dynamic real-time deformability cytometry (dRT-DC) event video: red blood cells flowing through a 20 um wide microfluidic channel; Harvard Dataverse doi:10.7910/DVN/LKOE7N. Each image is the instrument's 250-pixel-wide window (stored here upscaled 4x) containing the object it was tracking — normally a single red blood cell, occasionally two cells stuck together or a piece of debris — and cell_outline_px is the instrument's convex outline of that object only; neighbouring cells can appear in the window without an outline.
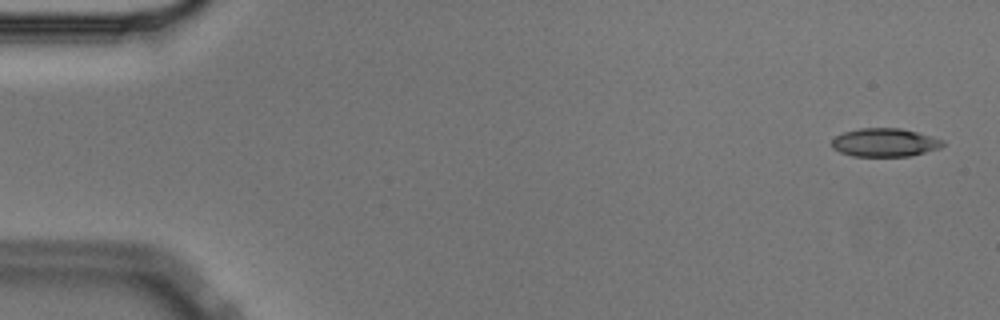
{"species": "Egyptian fruit bat (a non-hibernating species)", "species_latin": "Rousettus aegyptiacus", "temperature_condition": "cold", "stored_images_in_passage": 56, "camera_frame_rate_fps": 3000, "um_per_image_px": 0.085, "animal": {"sex": "male"}, "frame": {"image": 1, "passage_image": 2, "time_ms": 0.333, "image_size_px": [1000, 320], "cell_outline_px": [[944, 144], [940, 148], [908, 156], [852, 156], [840, 152], [832, 148], [832, 140], [836, 136], [844, 132], [860, 128], [900, 128], [916, 132], [944, 140]], "centroid_in_image_um": [75.18, 12.11], "position_along_channel_um": 9.8, "area_um2": 18.21}}
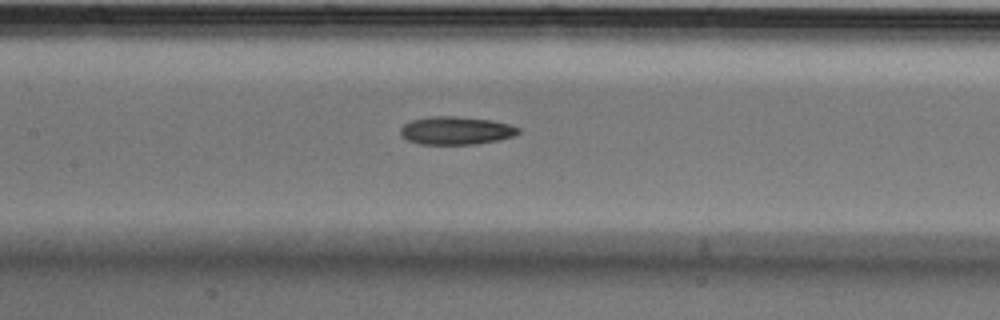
{"frame": {"image": 2, "passage_image": 26, "time_ms": 8.333, "image_size_px": [1000, 320], "cell_outline_px": [[520, 132], [512, 136], [500, 140], [476, 144], [420, 144], [408, 140], [400, 132], [400, 128], [404, 124], [412, 120], [428, 116], [456, 116], [488, 120], [508, 124], [520, 128]], "centroid_in_image_um": [38.76, 11.1], "position_along_channel_um": 168.6, "area_um2": 19.13}}
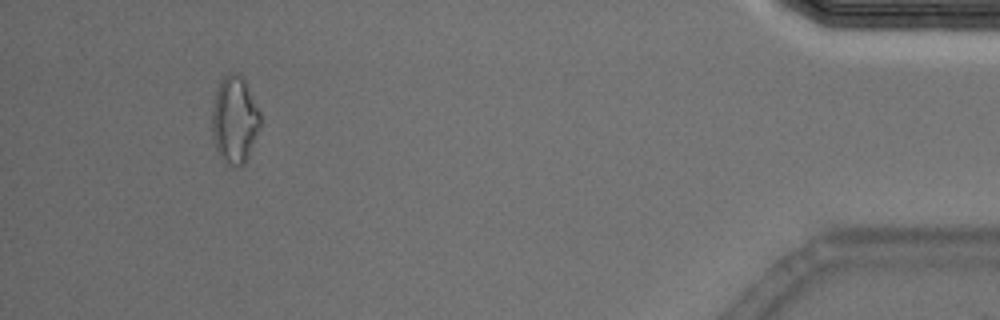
{"frame": {"image": 3, "passage_image": 52, "time_ms": 17.0, "image_size_px": [1000, 320], "cell_outline_px": [[260, 124], [248, 156], [244, 164], [240, 168], [232, 168], [216, 152], [212, 136], [212, 108], [216, 88], [220, 80], [228, 72], [240, 76], [244, 80], [260, 112]], "centroid_in_image_um": [19.91, 10.22], "position_along_channel_um": 415.3, "area_um2": 24.51}}